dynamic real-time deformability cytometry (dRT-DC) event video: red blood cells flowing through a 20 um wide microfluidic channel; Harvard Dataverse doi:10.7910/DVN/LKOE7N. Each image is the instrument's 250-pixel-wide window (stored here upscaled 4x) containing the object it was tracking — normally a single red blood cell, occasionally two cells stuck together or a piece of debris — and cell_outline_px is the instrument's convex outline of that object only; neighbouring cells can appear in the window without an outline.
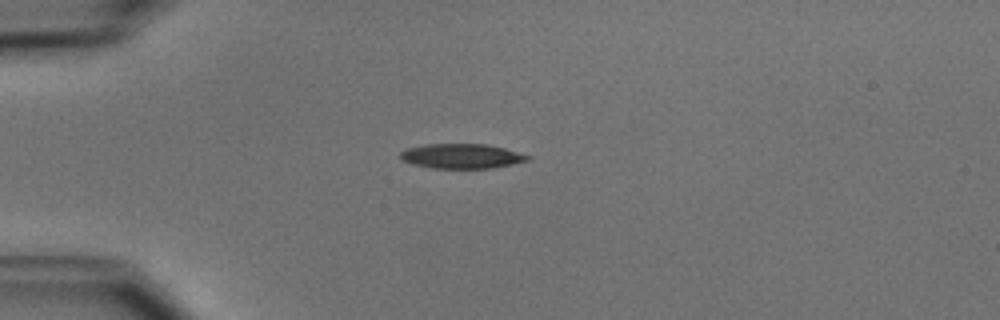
{"species": "common noctule bat (a hibernating species)", "species_latin": "Nyctalus noctula", "temperature_condition": "cold", "stored_images_in_passage": 39, "camera_frame_rate_fps": 3000, "um_per_image_px": 0.085, "animal": {"sex": "male", "body_mass_g": 15.6}, "frame": {"image": 1, "passage_image": 1, "time_ms": 0.0, "image_size_px": [1000, 320], "cell_outline_px": [[532, 156], [528, 160], [512, 164], [492, 168], [432, 168], [412, 164], [400, 160], [400, 152], [408, 148], [424, 144], [488, 144], [504, 148]], "centroid_in_image_um": [39.22, 13.27], "position_along_channel_um": 45.8, "area_um2": 18.38}}
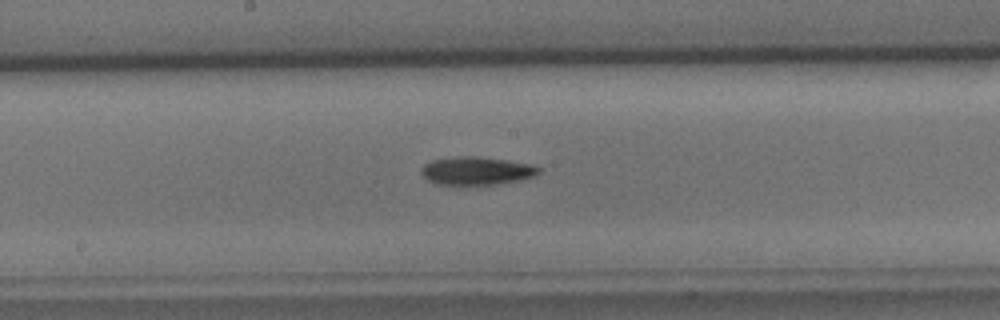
{"frame": {"image": 2, "passage_image": 15, "time_ms": 4.667, "image_size_px": [1000, 320], "cell_outline_px": [[540, 172], [532, 176], [520, 180], [496, 184], [436, 184], [428, 180], [420, 172], [420, 168], [424, 164], [432, 160], [456, 156], [480, 156], [532, 164], [540, 168]], "centroid_in_image_um": [40.48, 14.5], "position_along_channel_um": 207.7, "area_um2": 19.19}}
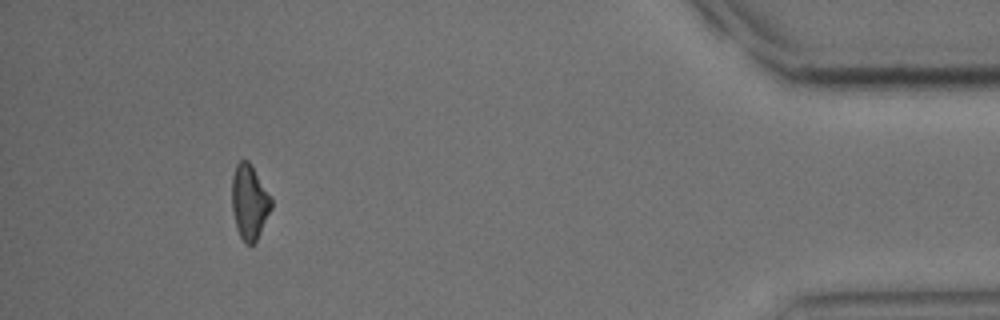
{"frame": {"image": 3, "passage_image": 35, "time_ms": 11.333, "image_size_px": [1000, 320], "cell_outline_px": [[272, 208], [256, 240], [252, 244], [244, 244], [236, 228], [232, 208], [232, 176], [236, 164], [240, 160], [248, 160], [272, 200]], "centroid_in_image_um": [21.18, 17.18], "position_along_channel_um": 414.0, "area_um2": 16.88}, "authors_computed_cell_mechanics": {"area_um2": 18.3804, "velocity_mm_per_s": 3.9353, "shape_relaxation_time_tau1_ms": 4.5472, "shape_relaxation_time_tau2_ms": null, "deformation_change_tau1": 0.1308, "deformation_change_tau2": null}}